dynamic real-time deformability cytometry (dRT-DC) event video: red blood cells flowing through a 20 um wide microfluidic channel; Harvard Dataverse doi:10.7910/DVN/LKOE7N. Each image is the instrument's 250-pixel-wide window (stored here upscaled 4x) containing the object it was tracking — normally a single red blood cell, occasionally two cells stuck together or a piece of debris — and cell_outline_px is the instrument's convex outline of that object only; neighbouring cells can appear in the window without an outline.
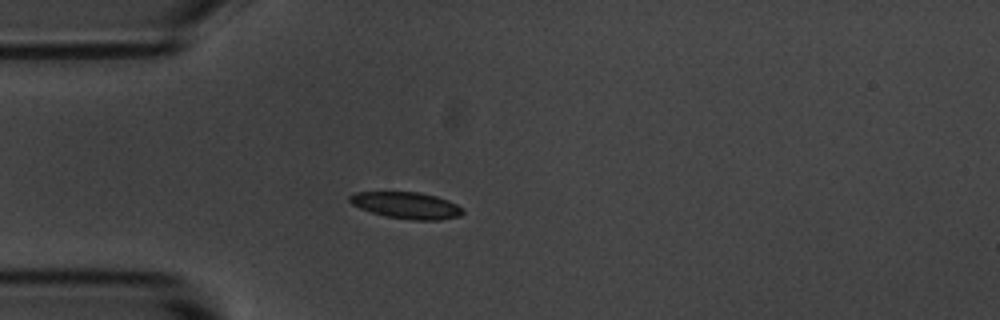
{"species": "common noctule bat (a hibernating species)", "species_latin": "Nyctalus noctula", "temperature_condition": "room temperature", "stored_images_in_passage": 4, "camera_frame_rate_fps": 3000, "um_per_image_px": 0.085, "animal": {"sex": "male", "body_mass_g": 20.1, "forearm_length_mm": 53.5}, "frame": {"image": 1, "passage_image": 3, "time_ms": 3.333, "image_size_px": [1000, 320], "cell_outline_px": [[464, 212], [460, 216], [440, 220], [412, 220], [384, 216], [360, 208], [352, 204], [348, 200], [348, 196], [356, 192], [420, 192], [436, 196], [448, 200], [456, 204]], "centroid_in_image_um": [34.54, 17.45], "position_along_channel_um": 50.5, "area_um2": 17.51}}